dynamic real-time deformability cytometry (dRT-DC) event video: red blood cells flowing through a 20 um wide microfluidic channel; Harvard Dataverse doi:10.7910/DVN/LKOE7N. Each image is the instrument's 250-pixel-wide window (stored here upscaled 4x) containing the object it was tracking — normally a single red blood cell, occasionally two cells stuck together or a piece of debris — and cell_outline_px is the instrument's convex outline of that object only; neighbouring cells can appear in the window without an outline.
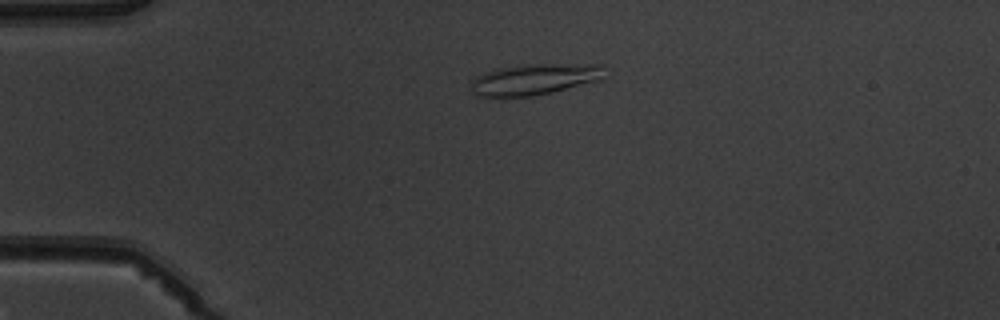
{"species": "common noctule bat (a hibernating species)", "species_latin": "Nyctalus noctula", "temperature_condition": "warm", "stored_images_in_passage": 5, "camera_frame_rate_fps": 3000, "um_per_image_px": 0.085, "animal": {"sex": "male", "body_mass_g": 19.5, "forearm_length_mm": 54.6}, "frame": {"image": 1, "passage_image": 5, "time_ms": 5.667, "image_size_px": [1000, 320], "cell_outline_px": [[608, 76], [596, 80], [552, 92], [528, 96], [476, 96], [468, 88], [472, 80], [476, 76], [484, 72], [496, 68], [520, 64], [604, 64]], "centroid_in_image_um": [45.41, 6.71], "position_along_channel_um": 39.6, "area_um2": 24.45}}